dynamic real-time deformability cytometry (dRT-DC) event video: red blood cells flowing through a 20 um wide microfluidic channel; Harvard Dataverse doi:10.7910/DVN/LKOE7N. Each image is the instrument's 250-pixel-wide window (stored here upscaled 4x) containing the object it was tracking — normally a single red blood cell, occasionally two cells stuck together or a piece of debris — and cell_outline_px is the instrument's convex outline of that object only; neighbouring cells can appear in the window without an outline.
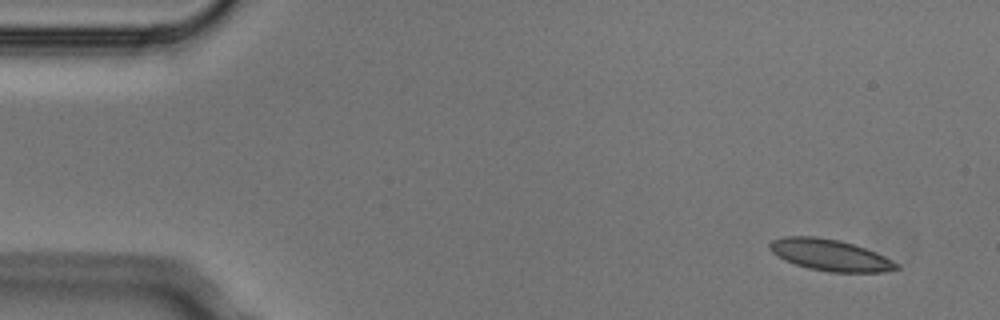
{"species": "Egyptian fruit bat (a non-hibernating species)", "species_latin": "Rousettus aegyptiacus", "temperature_condition": "cold", "stored_images_in_passage": 4, "camera_frame_rate_fps": 3000, "um_per_image_px": 0.085, "animal": {"sex": "male"}, "frame": {"image": 1, "passage_image": 1, "time_ms": 0.0, "image_size_px": [1000, 320], "cell_outline_px": [[900, 268], [884, 272], [828, 272], [808, 268], [784, 260], [772, 252], [768, 248], [768, 244], [772, 240], [784, 236], [816, 236], [840, 240], [856, 244], [876, 252], [900, 264]], "centroid_in_image_um": [70.56, 21.67], "position_along_channel_um": 14.4, "area_um2": 23.47}}
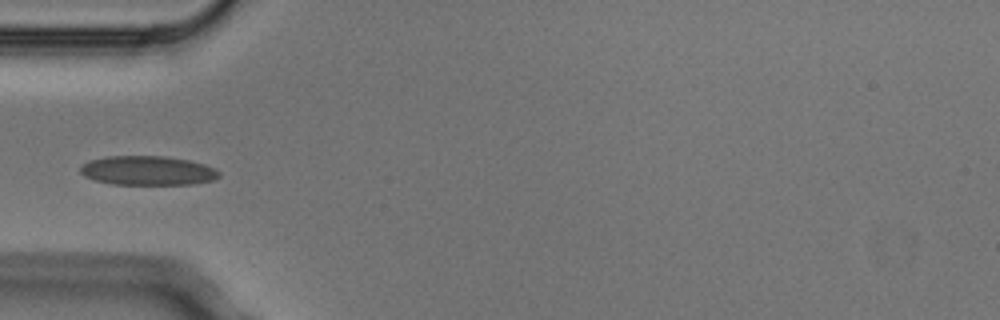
{"frame": {"image": 2, "passage_image": 4, "time_ms": 1.0, "image_size_px": [1000, 320], "cell_outline_px": [[220, 176], [212, 180], [192, 184], [112, 184], [92, 180], [84, 176], [80, 172], [80, 168], [84, 164], [92, 160], [108, 156], [164, 156], [188, 160], [204, 164], [216, 168], [220, 172]], "centroid_in_image_um": [12.56, 14.5], "position_along_channel_um": 72.4, "area_um2": 23.58}}